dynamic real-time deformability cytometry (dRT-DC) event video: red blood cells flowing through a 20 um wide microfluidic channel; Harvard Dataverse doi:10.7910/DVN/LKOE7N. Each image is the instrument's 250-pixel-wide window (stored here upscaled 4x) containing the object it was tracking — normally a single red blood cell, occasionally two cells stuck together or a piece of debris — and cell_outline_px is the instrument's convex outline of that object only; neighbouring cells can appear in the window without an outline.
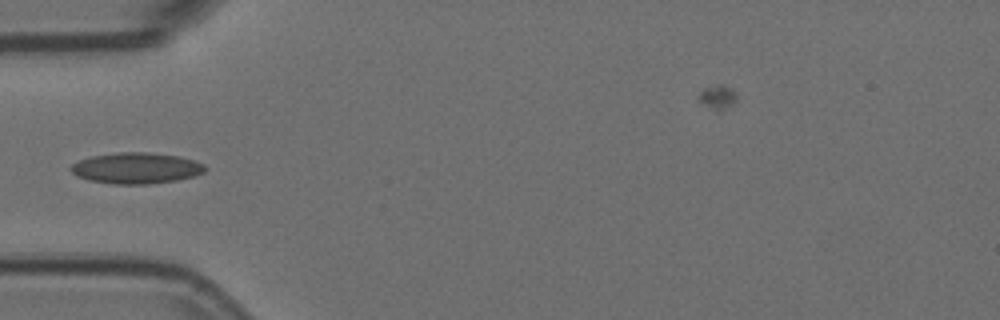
{"species": "Egyptian fruit bat (a non-hibernating species)", "species_latin": "Rousettus aegyptiacus", "temperature_condition": "room temperature", "stored_images_in_passage": 3, "camera_frame_rate_fps": 3000, "um_per_image_px": 0.085, "animal": {"sex": "female"}, "frame": {"image": 1, "passage_image": 3, "time_ms": 0.667, "image_size_px": [1000, 320], "cell_outline_px": [[208, 168], [204, 172], [192, 176], [176, 180], [148, 184], [112, 184], [88, 180], [76, 176], [68, 168], [72, 164], [80, 160], [92, 156], [116, 152], [148, 152], [176, 156], [192, 160], [204, 164]], "centroid_in_image_um": [11.54, 14.29], "position_along_channel_um": 73.5, "area_um2": 24.22}}